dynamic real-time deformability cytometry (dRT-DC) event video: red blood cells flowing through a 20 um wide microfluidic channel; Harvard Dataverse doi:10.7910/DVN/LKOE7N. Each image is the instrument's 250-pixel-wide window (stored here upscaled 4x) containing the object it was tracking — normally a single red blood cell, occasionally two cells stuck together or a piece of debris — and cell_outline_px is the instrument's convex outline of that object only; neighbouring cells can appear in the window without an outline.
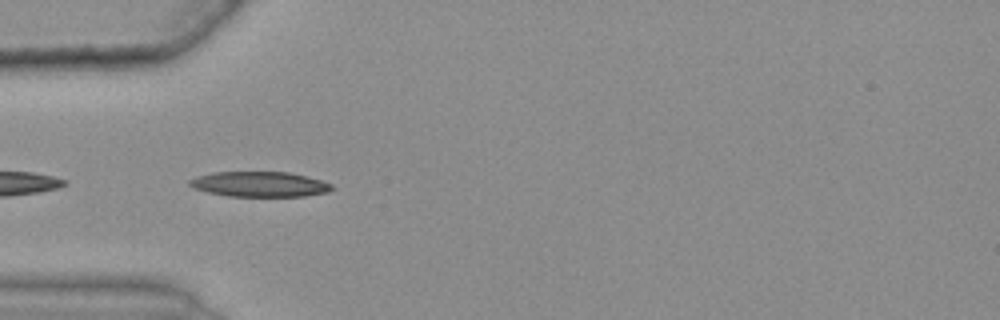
{"species": "common noctule bat (a hibernating species)", "species_latin": "Nyctalus noctula", "temperature_condition": "warm", "stored_images_in_passage": 8, "camera_frame_rate_fps": 3000, "um_per_image_px": 0.085, "animal": {"sex": "female", "body_mass_g": 25.1}, "frame": {"image": 1, "passage_image": 2, "time_ms": 0.333, "image_size_px": [1000, 320], "cell_outline_px": [[332, 188], [328, 192], [304, 196], [228, 196], [208, 192], [192, 188], [188, 184], [188, 180], [196, 176], [212, 172], [288, 172], [308, 176], [332, 184]], "centroid_in_image_um": [22.03, 15.65], "position_along_channel_um": 63.0, "area_um2": 20.92}}